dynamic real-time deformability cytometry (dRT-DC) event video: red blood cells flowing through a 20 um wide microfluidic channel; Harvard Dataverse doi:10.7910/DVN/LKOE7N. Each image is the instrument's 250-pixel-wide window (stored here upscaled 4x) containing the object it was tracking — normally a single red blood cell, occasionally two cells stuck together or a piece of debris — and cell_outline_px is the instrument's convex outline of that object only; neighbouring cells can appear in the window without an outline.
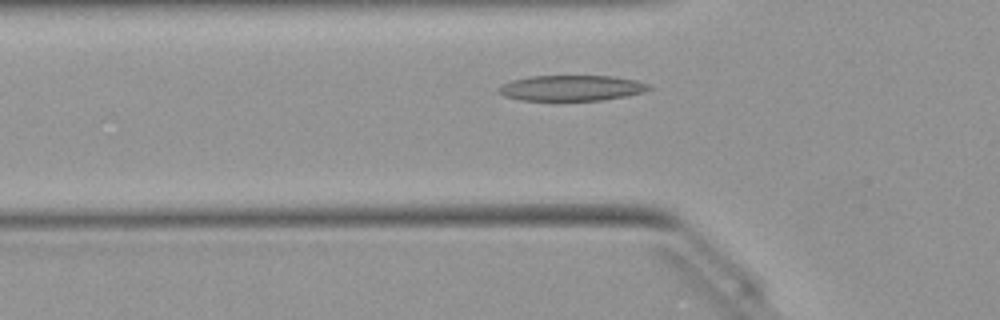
{"species": "Egyptian fruit bat (a non-hibernating species)", "species_latin": "Rousettus aegyptiacus", "temperature_condition": "warm", "stored_images_in_passage": 36, "camera_frame_rate_fps": 3000, "um_per_image_px": 0.085, "animal": {"sex": "female"}, "frame": {"image": 1, "passage_image": 3, "time_ms": 0.667, "image_size_px": [1000, 320], "cell_outline_px": [[652, 88], [644, 92], [624, 96], [600, 100], [520, 100], [504, 96], [496, 88], [500, 84], [512, 80], [528, 76], [612, 76], [636, 80], [652, 84]], "centroid_in_image_um": [48.57, 7.47], "position_along_channel_um": 77.2, "area_um2": 22.48}}
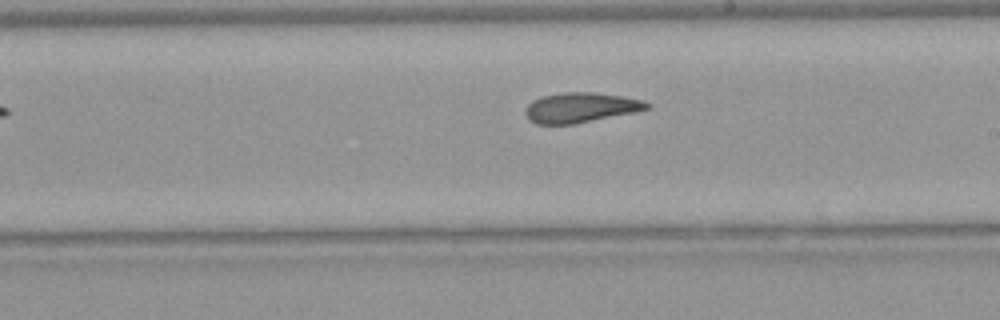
{"frame": {"image": 2, "passage_image": 15, "time_ms": 4.667, "image_size_px": [1000, 320], "cell_outline_px": [[652, 108], [636, 112], [572, 124], [536, 124], [528, 120], [524, 112], [528, 104], [532, 100], [540, 96], [564, 92], [588, 92], [620, 96], [644, 100], [652, 104]], "centroid_in_image_um": [49.35, 9.14], "position_along_channel_um": 239.7, "area_um2": 21.33}}
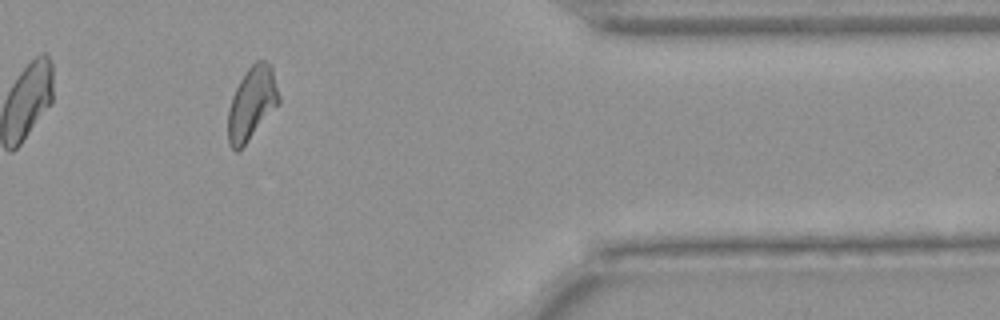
{"frame": {"image": 3, "passage_image": 28, "time_ms": 9.0, "image_size_px": [1000, 320], "cell_outline_px": [[280, 104], [248, 140], [236, 152], [228, 144], [228, 108], [232, 96], [240, 80], [248, 68], [256, 60], [264, 60], [272, 68], [280, 96]], "centroid_in_image_um": [21.41, 8.78], "position_along_channel_um": 390.0, "area_um2": 21.5}, "authors_computed_cell_mechanics": {"area_um2": 21.6461, "velocity_mm_per_s": 4.0495, "shape_relaxation_time_tau1_ms": 4.8388, "shape_relaxation_time_tau2_ms": 2.6318, "deformation_change_tau1": 0.1762, "deformation_change_tau2": 0.114}}